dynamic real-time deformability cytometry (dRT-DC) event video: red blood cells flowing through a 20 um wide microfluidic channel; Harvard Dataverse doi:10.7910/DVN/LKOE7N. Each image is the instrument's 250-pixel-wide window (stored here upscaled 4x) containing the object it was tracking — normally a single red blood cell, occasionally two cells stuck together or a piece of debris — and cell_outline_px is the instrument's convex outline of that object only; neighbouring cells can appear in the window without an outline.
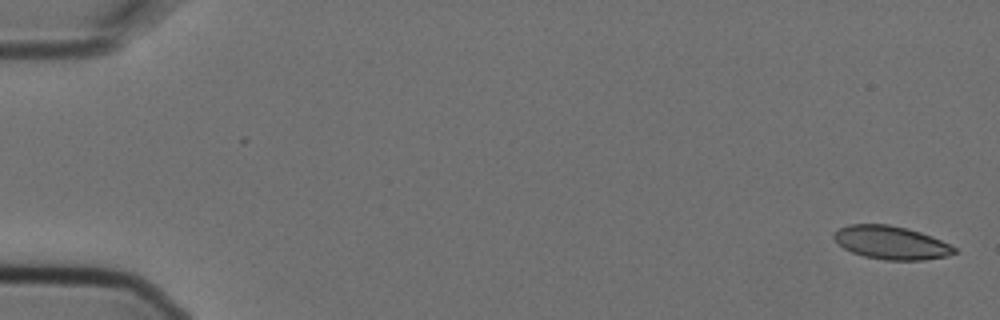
{"species": "Egyptian fruit bat (a non-hibernating species)", "species_latin": "Rousettus aegyptiacus", "temperature_condition": "cold", "stored_images_in_passage": 9, "camera_frame_rate_fps": 3000, "um_per_image_px": 0.085, "animal": {"sex": "female"}, "frame": {"image": 1, "passage_image": 1, "time_ms": 0.0, "image_size_px": [1000, 320], "cell_outline_px": [[956, 252], [948, 256], [924, 260], [884, 260], [864, 256], [852, 252], [844, 248], [832, 236], [840, 228], [848, 224], [888, 224], [920, 232], [932, 236], [956, 248]], "centroid_in_image_um": [75.75, 20.63], "position_along_channel_um": 9.2, "area_um2": 23.12}}
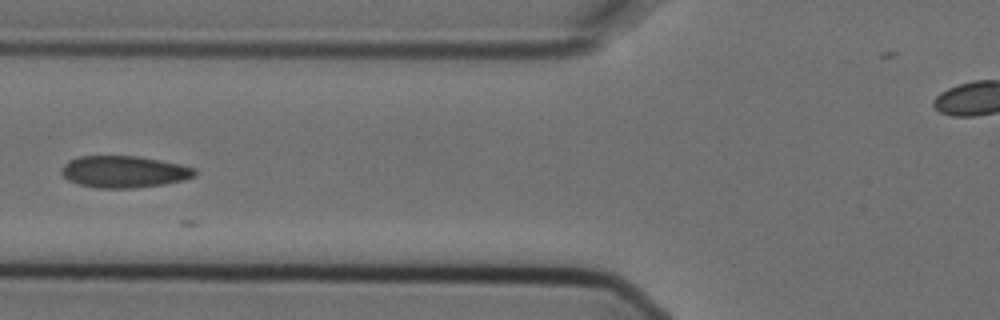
{"frame": {"image": 2, "passage_image": 7, "time_ms": 2.0, "image_size_px": [1000, 320], "cell_outline_px": [[196, 176], [184, 180], [164, 184], [132, 188], [96, 188], [80, 184], [68, 180], [60, 172], [60, 168], [68, 160], [80, 156], [140, 156], [180, 164], [196, 168]], "centroid_in_image_um": [10.54, 14.59], "position_along_channel_um": 115.3, "area_um2": 24.85}}